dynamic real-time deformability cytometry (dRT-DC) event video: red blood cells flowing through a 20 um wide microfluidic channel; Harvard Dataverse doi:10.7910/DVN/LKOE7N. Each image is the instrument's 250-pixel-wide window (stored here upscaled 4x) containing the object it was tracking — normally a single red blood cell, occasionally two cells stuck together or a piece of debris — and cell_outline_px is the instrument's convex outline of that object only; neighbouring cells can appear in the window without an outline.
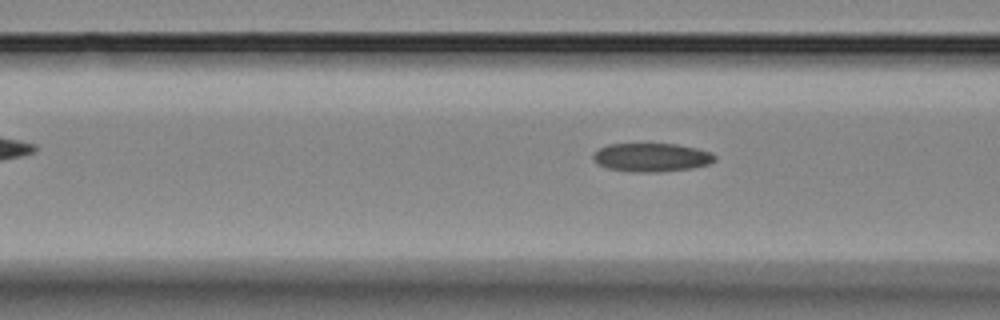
{"species": "Egyptian fruit bat (a non-hibernating species)", "species_latin": "Rousettus aegyptiacus", "temperature_condition": "room temperature", "stored_images_in_passage": 8, "segment_of_instrument_passage": [2, 2], "camera_frame_rate_fps": 3000, "um_per_image_px": 0.085, "animal": {"sex": "female"}, "frame": {"image": 1, "passage_image": 8, "time_ms": 8.0, "image_size_px": [1000, 320], "cell_outline_px": [[716, 160], [708, 164], [692, 168], [660, 172], [628, 172], [608, 168], [596, 164], [592, 156], [600, 148], [608, 144], [676, 144], [696, 148], [708, 152], [716, 156]], "centroid_in_image_um": [55.36, 13.39], "position_along_channel_um": 111.2, "area_um2": 20.23}}